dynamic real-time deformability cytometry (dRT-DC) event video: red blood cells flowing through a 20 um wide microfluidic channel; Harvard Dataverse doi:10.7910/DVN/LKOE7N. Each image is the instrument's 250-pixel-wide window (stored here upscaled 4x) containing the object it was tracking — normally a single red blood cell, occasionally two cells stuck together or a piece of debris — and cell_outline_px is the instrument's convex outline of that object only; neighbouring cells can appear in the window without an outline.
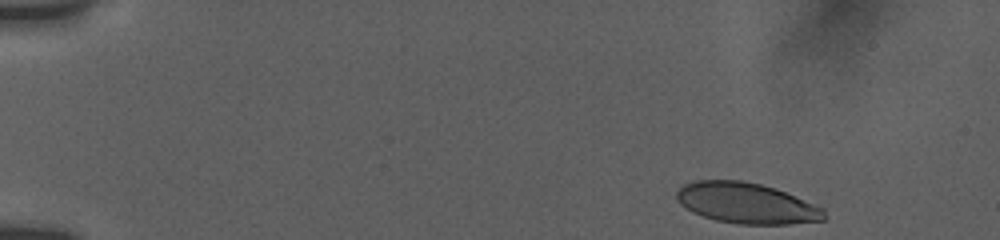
{"species": "human", "species_latin": "Homo sapiens", "temperature_condition": "room temperature", "stored_images_in_passage": 14, "camera_frame_rate_fps": 3000, "um_per_image_px": 0.085, "donor": {"sex": "female"}, "frame": {"image": 1, "passage_image": 1, "time_ms": 0.0, "image_size_px": [1000, 240], "cell_outline_px": [[828, 216], [824, 220], [788, 224], [740, 224], [716, 220], [692, 212], [680, 204], [676, 200], [676, 192], [684, 184], [696, 180], [740, 180], [760, 184], [784, 192], [824, 208]], "centroid_in_image_um": [63.44, 17.27], "position_along_channel_um": 21.6, "area_um2": 34.85}}
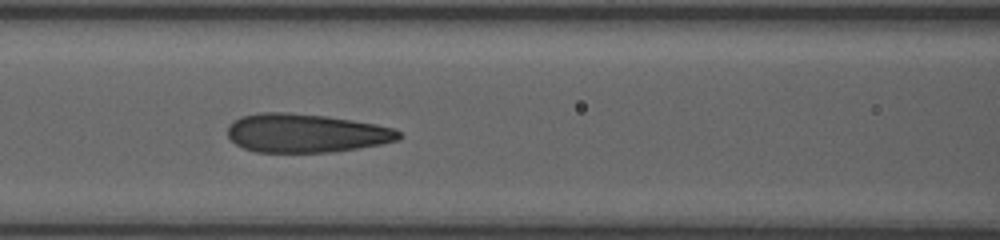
{"frame": {"image": 2, "passage_image": 12, "time_ms": 6.333, "image_size_px": [1000, 240], "cell_outline_px": [[404, 136], [400, 140], [380, 144], [332, 152], [256, 152], [244, 148], [236, 144], [228, 136], [228, 124], [232, 120], [240, 116], [260, 112], [288, 112], [328, 116], [376, 124], [392, 128], [400, 132]], "centroid_in_image_um": [25.99, 11.3], "position_along_channel_um": 140.6, "area_um2": 38.84}}
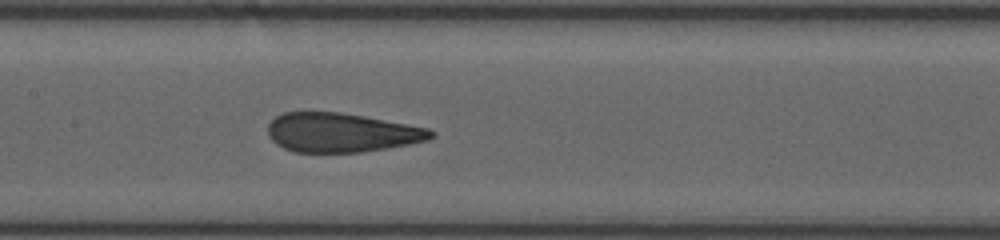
{"frame": {"image": 3, "passage_image": 14, "time_ms": 7.333, "image_size_px": [1000, 240], "cell_outline_px": [[436, 136], [428, 140], [388, 148], [360, 152], [292, 152], [276, 144], [268, 136], [268, 124], [276, 116], [284, 112], [340, 112], [364, 116], [428, 128], [436, 132]], "centroid_in_image_um": [29.02, 11.27], "position_along_channel_um": 178.4, "area_um2": 37.28}}